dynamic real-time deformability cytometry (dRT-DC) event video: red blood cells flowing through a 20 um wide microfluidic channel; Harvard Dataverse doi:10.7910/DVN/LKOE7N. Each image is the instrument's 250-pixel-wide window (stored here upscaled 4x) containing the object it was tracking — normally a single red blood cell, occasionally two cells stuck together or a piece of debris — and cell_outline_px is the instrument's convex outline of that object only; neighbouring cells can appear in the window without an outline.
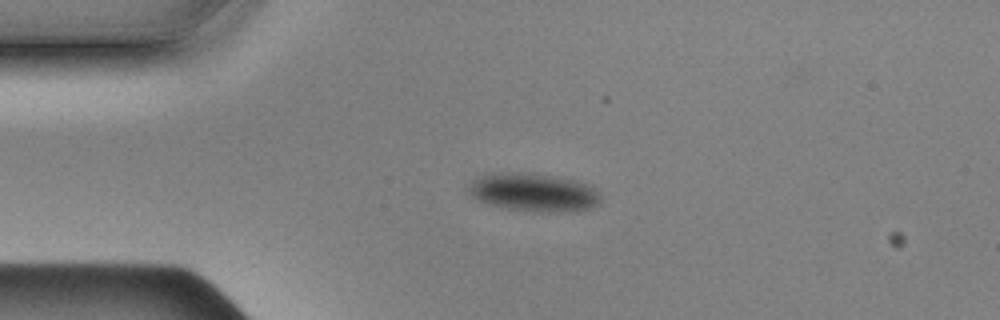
{"species": "Egyptian fruit bat (a non-hibernating species)", "species_latin": "Rousettus aegyptiacus", "temperature_condition": "cold", "stored_images_in_passage": 4, "camera_frame_rate_fps": 3000, "um_per_image_px": 0.085, "animal": {"sex": "male"}, "frame": {"image": 1, "passage_image": 1, "time_ms": 0.0, "image_size_px": [1000, 320], "cell_outline_px": [[600, 204], [592, 208], [576, 212], [536, 212], [508, 208], [488, 204], [472, 196], [468, 192], [468, 188], [472, 180], [484, 172], [532, 172], [556, 176], [576, 180], [588, 184], [600, 192]], "centroid_in_image_um": [45.38, 16.33], "position_along_channel_um": 39.6, "area_um2": 30.23}}